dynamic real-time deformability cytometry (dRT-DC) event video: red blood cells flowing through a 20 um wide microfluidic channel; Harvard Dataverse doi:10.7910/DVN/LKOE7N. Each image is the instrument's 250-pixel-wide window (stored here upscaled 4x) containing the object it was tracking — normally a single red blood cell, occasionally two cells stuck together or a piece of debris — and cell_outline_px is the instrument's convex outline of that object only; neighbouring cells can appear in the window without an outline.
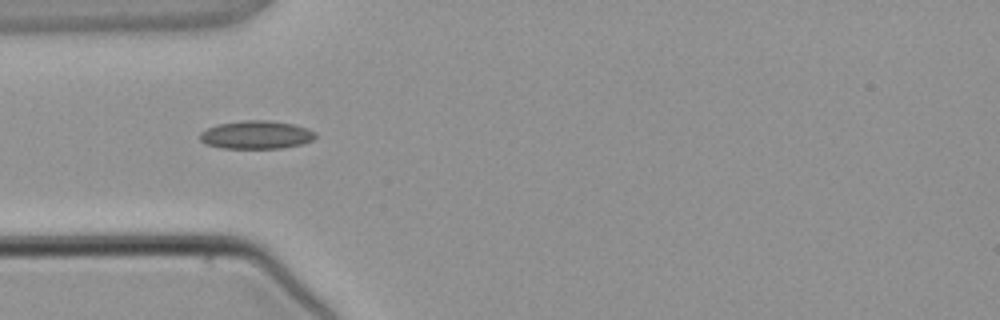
{"species": "common noctule bat (a hibernating species)", "species_latin": "Nyctalus noctula", "temperature_condition": "warm", "stored_images_in_passage": 3, "camera_frame_rate_fps": 3000, "um_per_image_px": 0.085, "animal": {"sex": "male", "body_mass_g": 21.5, "forearm_length_mm": 52.0}, "frame": {"image": 1, "passage_image": 3, "time_ms": 3.333, "image_size_px": [1000, 320], "cell_outline_px": [[316, 136], [312, 140], [300, 144], [284, 148], [220, 148], [204, 144], [200, 140], [200, 132], [208, 128], [220, 124], [244, 120], [268, 120], [292, 124], [308, 128], [316, 132]], "centroid_in_image_um": [21.78, 11.46], "position_along_channel_um": 63.2, "area_um2": 18.96}}